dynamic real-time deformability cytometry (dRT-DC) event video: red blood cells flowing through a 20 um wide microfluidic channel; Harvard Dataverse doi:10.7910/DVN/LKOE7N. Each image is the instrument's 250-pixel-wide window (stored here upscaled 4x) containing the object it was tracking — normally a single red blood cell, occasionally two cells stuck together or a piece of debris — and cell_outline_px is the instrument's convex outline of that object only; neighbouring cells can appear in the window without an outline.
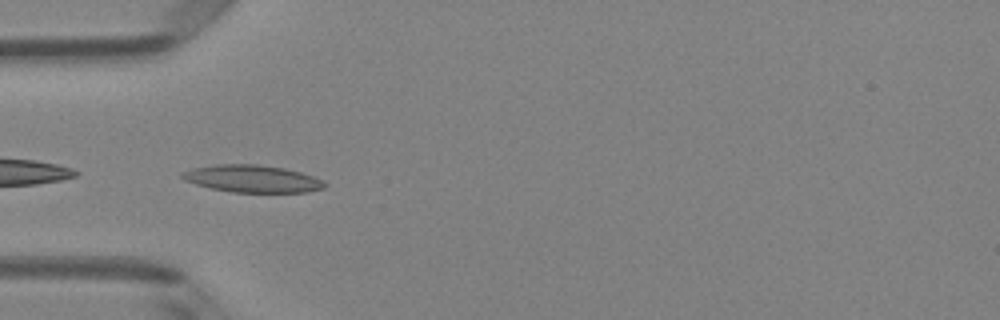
{"species": "Egyptian fruit bat (a non-hibernating species)", "species_latin": "Rousettus aegyptiacus", "temperature_condition": "room temperature", "stored_images_in_passage": 35, "camera_frame_rate_fps": 3000, "um_per_image_px": 0.085, "animal": {"sex": "female"}, "frame": {"image": 1, "passage_image": 1, "time_ms": 0.0, "image_size_px": [1000, 320], "cell_outline_px": [[328, 184], [324, 188], [308, 192], [232, 192], [212, 188], [196, 184], [184, 180], [180, 176], [180, 172], [192, 168], [212, 164], [256, 164], [284, 168], [300, 172], [324, 180]], "centroid_in_image_um": [21.43, 15.18], "position_along_channel_um": 63.6, "area_um2": 22.77}}
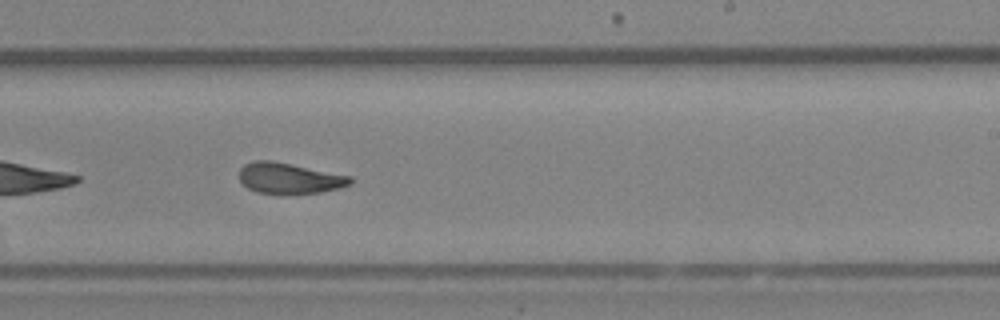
{"frame": {"image": 2, "passage_image": 16, "time_ms": 5.0, "image_size_px": [1000, 320], "cell_outline_px": [[352, 184], [340, 188], [320, 192], [256, 192], [248, 188], [240, 180], [240, 168], [244, 164], [256, 160], [272, 160], [352, 176]], "centroid_in_image_um": [24.61, 15.12], "position_along_channel_um": 264.4, "area_um2": 19.54}, "authors_computed_cell_mechanics": {"area_um2": 20.6346, "velocity_mm_per_s": 4.0655, "shape_relaxation_time_tau1_ms": 5.6154, "shape_relaxation_time_tau2_ms": 1.7265, "deformation_change_tau1": 0.1585, "deformation_change_tau2": 0.0962}}